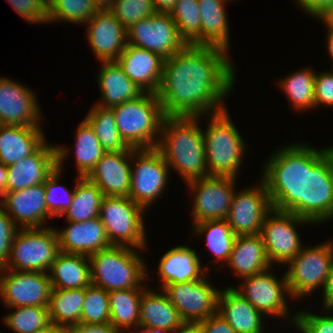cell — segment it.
Masks as SVG:
<instances>
[{
  "label": "cell",
  "instance_id": "cell-64",
  "mask_svg": "<svg viewBox=\"0 0 333 333\" xmlns=\"http://www.w3.org/2000/svg\"><path fill=\"white\" fill-rule=\"evenodd\" d=\"M325 152H326L327 156L331 159V162L333 165V147L325 148Z\"/></svg>",
  "mask_w": 333,
  "mask_h": 333
},
{
  "label": "cell",
  "instance_id": "cell-30",
  "mask_svg": "<svg viewBox=\"0 0 333 333\" xmlns=\"http://www.w3.org/2000/svg\"><path fill=\"white\" fill-rule=\"evenodd\" d=\"M162 294L145 288L140 299L139 327L142 329L163 328L172 331L184 323L179 311Z\"/></svg>",
  "mask_w": 333,
  "mask_h": 333
},
{
  "label": "cell",
  "instance_id": "cell-44",
  "mask_svg": "<svg viewBox=\"0 0 333 333\" xmlns=\"http://www.w3.org/2000/svg\"><path fill=\"white\" fill-rule=\"evenodd\" d=\"M108 322H110L108 291L90 284L85 287L80 323L101 324Z\"/></svg>",
  "mask_w": 333,
  "mask_h": 333
},
{
  "label": "cell",
  "instance_id": "cell-16",
  "mask_svg": "<svg viewBox=\"0 0 333 333\" xmlns=\"http://www.w3.org/2000/svg\"><path fill=\"white\" fill-rule=\"evenodd\" d=\"M272 209L269 193L261 179L259 186L234 192L226 221L236 236L258 234Z\"/></svg>",
  "mask_w": 333,
  "mask_h": 333
},
{
  "label": "cell",
  "instance_id": "cell-23",
  "mask_svg": "<svg viewBox=\"0 0 333 333\" xmlns=\"http://www.w3.org/2000/svg\"><path fill=\"white\" fill-rule=\"evenodd\" d=\"M164 60L159 54L127 44L116 62L144 92L157 94L162 81Z\"/></svg>",
  "mask_w": 333,
  "mask_h": 333
},
{
  "label": "cell",
  "instance_id": "cell-52",
  "mask_svg": "<svg viewBox=\"0 0 333 333\" xmlns=\"http://www.w3.org/2000/svg\"><path fill=\"white\" fill-rule=\"evenodd\" d=\"M72 333H120L110 322L101 324L79 323L72 325Z\"/></svg>",
  "mask_w": 333,
  "mask_h": 333
},
{
  "label": "cell",
  "instance_id": "cell-42",
  "mask_svg": "<svg viewBox=\"0 0 333 333\" xmlns=\"http://www.w3.org/2000/svg\"><path fill=\"white\" fill-rule=\"evenodd\" d=\"M13 312L3 318L14 333H33L50 323L48 306L11 307Z\"/></svg>",
  "mask_w": 333,
  "mask_h": 333
},
{
  "label": "cell",
  "instance_id": "cell-13",
  "mask_svg": "<svg viewBox=\"0 0 333 333\" xmlns=\"http://www.w3.org/2000/svg\"><path fill=\"white\" fill-rule=\"evenodd\" d=\"M51 291L50 276L47 272L0 268V296L8 308L49 306Z\"/></svg>",
  "mask_w": 333,
  "mask_h": 333
},
{
  "label": "cell",
  "instance_id": "cell-12",
  "mask_svg": "<svg viewBox=\"0 0 333 333\" xmlns=\"http://www.w3.org/2000/svg\"><path fill=\"white\" fill-rule=\"evenodd\" d=\"M310 221L294 213L272 209L265 217L260 235L271 264H288L302 249L296 225Z\"/></svg>",
  "mask_w": 333,
  "mask_h": 333
},
{
  "label": "cell",
  "instance_id": "cell-49",
  "mask_svg": "<svg viewBox=\"0 0 333 333\" xmlns=\"http://www.w3.org/2000/svg\"><path fill=\"white\" fill-rule=\"evenodd\" d=\"M314 99L316 107L333 106V71L316 73Z\"/></svg>",
  "mask_w": 333,
  "mask_h": 333
},
{
  "label": "cell",
  "instance_id": "cell-24",
  "mask_svg": "<svg viewBox=\"0 0 333 333\" xmlns=\"http://www.w3.org/2000/svg\"><path fill=\"white\" fill-rule=\"evenodd\" d=\"M62 231L55 230L60 252L90 256L111 246L99 217L84 222H69Z\"/></svg>",
  "mask_w": 333,
  "mask_h": 333
},
{
  "label": "cell",
  "instance_id": "cell-65",
  "mask_svg": "<svg viewBox=\"0 0 333 333\" xmlns=\"http://www.w3.org/2000/svg\"><path fill=\"white\" fill-rule=\"evenodd\" d=\"M4 124H3V122H2V120H1V118H0V128L3 126Z\"/></svg>",
  "mask_w": 333,
  "mask_h": 333
},
{
  "label": "cell",
  "instance_id": "cell-50",
  "mask_svg": "<svg viewBox=\"0 0 333 333\" xmlns=\"http://www.w3.org/2000/svg\"><path fill=\"white\" fill-rule=\"evenodd\" d=\"M201 333H236L229 323L218 313L200 321Z\"/></svg>",
  "mask_w": 333,
  "mask_h": 333
},
{
  "label": "cell",
  "instance_id": "cell-26",
  "mask_svg": "<svg viewBox=\"0 0 333 333\" xmlns=\"http://www.w3.org/2000/svg\"><path fill=\"white\" fill-rule=\"evenodd\" d=\"M206 269V266L201 265L195 249L181 245L164 253L160 259L158 274L160 275L163 288L170 283L200 280L206 276L204 272Z\"/></svg>",
  "mask_w": 333,
  "mask_h": 333
},
{
  "label": "cell",
  "instance_id": "cell-43",
  "mask_svg": "<svg viewBox=\"0 0 333 333\" xmlns=\"http://www.w3.org/2000/svg\"><path fill=\"white\" fill-rule=\"evenodd\" d=\"M97 11L92 0H54L47 11V22L85 24Z\"/></svg>",
  "mask_w": 333,
  "mask_h": 333
},
{
  "label": "cell",
  "instance_id": "cell-6",
  "mask_svg": "<svg viewBox=\"0 0 333 333\" xmlns=\"http://www.w3.org/2000/svg\"><path fill=\"white\" fill-rule=\"evenodd\" d=\"M226 108L210 115V123L203 131L205 159L209 176L237 178L245 142L231 121Z\"/></svg>",
  "mask_w": 333,
  "mask_h": 333
},
{
  "label": "cell",
  "instance_id": "cell-27",
  "mask_svg": "<svg viewBox=\"0 0 333 333\" xmlns=\"http://www.w3.org/2000/svg\"><path fill=\"white\" fill-rule=\"evenodd\" d=\"M226 264L242 279L264 272L272 266L260 233L237 235Z\"/></svg>",
  "mask_w": 333,
  "mask_h": 333
},
{
  "label": "cell",
  "instance_id": "cell-18",
  "mask_svg": "<svg viewBox=\"0 0 333 333\" xmlns=\"http://www.w3.org/2000/svg\"><path fill=\"white\" fill-rule=\"evenodd\" d=\"M87 39L101 62L116 61L127 45V29L110 10H98L87 22Z\"/></svg>",
  "mask_w": 333,
  "mask_h": 333
},
{
  "label": "cell",
  "instance_id": "cell-37",
  "mask_svg": "<svg viewBox=\"0 0 333 333\" xmlns=\"http://www.w3.org/2000/svg\"><path fill=\"white\" fill-rule=\"evenodd\" d=\"M84 119L94 129L95 135L106 152L124 151L129 148L119 134L112 108L95 104Z\"/></svg>",
  "mask_w": 333,
  "mask_h": 333
},
{
  "label": "cell",
  "instance_id": "cell-34",
  "mask_svg": "<svg viewBox=\"0 0 333 333\" xmlns=\"http://www.w3.org/2000/svg\"><path fill=\"white\" fill-rule=\"evenodd\" d=\"M71 205L63 214L68 222H84L100 215L102 191L87 177H77Z\"/></svg>",
  "mask_w": 333,
  "mask_h": 333
},
{
  "label": "cell",
  "instance_id": "cell-14",
  "mask_svg": "<svg viewBox=\"0 0 333 333\" xmlns=\"http://www.w3.org/2000/svg\"><path fill=\"white\" fill-rule=\"evenodd\" d=\"M207 277L197 281L170 283L162 288L184 322L199 323L217 313L220 290L212 287Z\"/></svg>",
  "mask_w": 333,
  "mask_h": 333
},
{
  "label": "cell",
  "instance_id": "cell-3",
  "mask_svg": "<svg viewBox=\"0 0 333 333\" xmlns=\"http://www.w3.org/2000/svg\"><path fill=\"white\" fill-rule=\"evenodd\" d=\"M199 117L166 116L162 122L157 149L169 167L187 183L208 177L204 137Z\"/></svg>",
  "mask_w": 333,
  "mask_h": 333
},
{
  "label": "cell",
  "instance_id": "cell-4",
  "mask_svg": "<svg viewBox=\"0 0 333 333\" xmlns=\"http://www.w3.org/2000/svg\"><path fill=\"white\" fill-rule=\"evenodd\" d=\"M115 123L125 144L134 149L157 147L166 117L157 94L145 92L136 99L112 107Z\"/></svg>",
  "mask_w": 333,
  "mask_h": 333
},
{
  "label": "cell",
  "instance_id": "cell-66",
  "mask_svg": "<svg viewBox=\"0 0 333 333\" xmlns=\"http://www.w3.org/2000/svg\"><path fill=\"white\" fill-rule=\"evenodd\" d=\"M135 331H137V332H133V333H139V328H138V330H135ZM120 333H122V331H120ZM130 333H132V332H130Z\"/></svg>",
  "mask_w": 333,
  "mask_h": 333
},
{
  "label": "cell",
  "instance_id": "cell-5",
  "mask_svg": "<svg viewBox=\"0 0 333 333\" xmlns=\"http://www.w3.org/2000/svg\"><path fill=\"white\" fill-rule=\"evenodd\" d=\"M91 284L106 291L139 288L149 275L135 248L111 245L89 256Z\"/></svg>",
  "mask_w": 333,
  "mask_h": 333
},
{
  "label": "cell",
  "instance_id": "cell-58",
  "mask_svg": "<svg viewBox=\"0 0 333 333\" xmlns=\"http://www.w3.org/2000/svg\"><path fill=\"white\" fill-rule=\"evenodd\" d=\"M50 333H72V325H55L54 323L50 322Z\"/></svg>",
  "mask_w": 333,
  "mask_h": 333
},
{
  "label": "cell",
  "instance_id": "cell-41",
  "mask_svg": "<svg viewBox=\"0 0 333 333\" xmlns=\"http://www.w3.org/2000/svg\"><path fill=\"white\" fill-rule=\"evenodd\" d=\"M68 149L63 148L60 146L57 147V155H58V167L55 169V171L45 180L44 182V188H45V200L47 204L48 211L52 214L53 217L56 216H62L66 210L69 208V206L72 203L75 187L73 190H70L66 188L63 185H60L59 178L60 173H62V163L64 162L65 158L67 157ZM59 183V185H58ZM63 190V191H62ZM62 191L65 193L63 196L65 199L61 200V198H57L58 192ZM60 196V195H59ZM58 199V200H57ZM65 200V201H64Z\"/></svg>",
  "mask_w": 333,
  "mask_h": 333
},
{
  "label": "cell",
  "instance_id": "cell-8",
  "mask_svg": "<svg viewBox=\"0 0 333 333\" xmlns=\"http://www.w3.org/2000/svg\"><path fill=\"white\" fill-rule=\"evenodd\" d=\"M145 209L129 197L104 196L100 215L111 245L145 249ZM146 244V245H145Z\"/></svg>",
  "mask_w": 333,
  "mask_h": 333
},
{
  "label": "cell",
  "instance_id": "cell-20",
  "mask_svg": "<svg viewBox=\"0 0 333 333\" xmlns=\"http://www.w3.org/2000/svg\"><path fill=\"white\" fill-rule=\"evenodd\" d=\"M0 206L20 228H42L47 218H52L45 200L44 183L6 192L0 200ZM20 223V224H18Z\"/></svg>",
  "mask_w": 333,
  "mask_h": 333
},
{
  "label": "cell",
  "instance_id": "cell-17",
  "mask_svg": "<svg viewBox=\"0 0 333 333\" xmlns=\"http://www.w3.org/2000/svg\"><path fill=\"white\" fill-rule=\"evenodd\" d=\"M267 269L256 275L243 278L244 283L240 289L235 288L262 314L282 317L287 315L288 304L286 295L290 296L286 273L279 281L275 275ZM288 293V294H287Z\"/></svg>",
  "mask_w": 333,
  "mask_h": 333
},
{
  "label": "cell",
  "instance_id": "cell-33",
  "mask_svg": "<svg viewBox=\"0 0 333 333\" xmlns=\"http://www.w3.org/2000/svg\"><path fill=\"white\" fill-rule=\"evenodd\" d=\"M108 291L110 323L119 331L139 328L140 299L146 286ZM135 326V327H133Z\"/></svg>",
  "mask_w": 333,
  "mask_h": 333
},
{
  "label": "cell",
  "instance_id": "cell-15",
  "mask_svg": "<svg viewBox=\"0 0 333 333\" xmlns=\"http://www.w3.org/2000/svg\"><path fill=\"white\" fill-rule=\"evenodd\" d=\"M236 178L230 176H208L187 182L195 192L193 202V224L226 219L235 192Z\"/></svg>",
  "mask_w": 333,
  "mask_h": 333
},
{
  "label": "cell",
  "instance_id": "cell-40",
  "mask_svg": "<svg viewBox=\"0 0 333 333\" xmlns=\"http://www.w3.org/2000/svg\"><path fill=\"white\" fill-rule=\"evenodd\" d=\"M180 37L190 45H201V20L198 0H177L170 12Z\"/></svg>",
  "mask_w": 333,
  "mask_h": 333
},
{
  "label": "cell",
  "instance_id": "cell-55",
  "mask_svg": "<svg viewBox=\"0 0 333 333\" xmlns=\"http://www.w3.org/2000/svg\"><path fill=\"white\" fill-rule=\"evenodd\" d=\"M170 333H201L198 323L184 322Z\"/></svg>",
  "mask_w": 333,
  "mask_h": 333
},
{
  "label": "cell",
  "instance_id": "cell-53",
  "mask_svg": "<svg viewBox=\"0 0 333 333\" xmlns=\"http://www.w3.org/2000/svg\"><path fill=\"white\" fill-rule=\"evenodd\" d=\"M323 292V309L326 308V311L328 312L330 309L333 310V266L330 274L328 275V278L326 279Z\"/></svg>",
  "mask_w": 333,
  "mask_h": 333
},
{
  "label": "cell",
  "instance_id": "cell-28",
  "mask_svg": "<svg viewBox=\"0 0 333 333\" xmlns=\"http://www.w3.org/2000/svg\"><path fill=\"white\" fill-rule=\"evenodd\" d=\"M97 77L101 100L96 105L112 108L125 101L136 99L145 92L131 81L116 61L102 62Z\"/></svg>",
  "mask_w": 333,
  "mask_h": 333
},
{
  "label": "cell",
  "instance_id": "cell-48",
  "mask_svg": "<svg viewBox=\"0 0 333 333\" xmlns=\"http://www.w3.org/2000/svg\"><path fill=\"white\" fill-rule=\"evenodd\" d=\"M28 23L47 22V10L38 0H7Z\"/></svg>",
  "mask_w": 333,
  "mask_h": 333
},
{
  "label": "cell",
  "instance_id": "cell-39",
  "mask_svg": "<svg viewBox=\"0 0 333 333\" xmlns=\"http://www.w3.org/2000/svg\"><path fill=\"white\" fill-rule=\"evenodd\" d=\"M315 76V71L305 68L280 80L281 89L295 109L305 110L315 107Z\"/></svg>",
  "mask_w": 333,
  "mask_h": 333
},
{
  "label": "cell",
  "instance_id": "cell-38",
  "mask_svg": "<svg viewBox=\"0 0 333 333\" xmlns=\"http://www.w3.org/2000/svg\"><path fill=\"white\" fill-rule=\"evenodd\" d=\"M197 235L206 234V243L215 259L228 262L236 235L232 232L226 219L206 220L194 224Z\"/></svg>",
  "mask_w": 333,
  "mask_h": 333
},
{
  "label": "cell",
  "instance_id": "cell-47",
  "mask_svg": "<svg viewBox=\"0 0 333 333\" xmlns=\"http://www.w3.org/2000/svg\"><path fill=\"white\" fill-rule=\"evenodd\" d=\"M18 227L0 206V268L8 261L11 245Z\"/></svg>",
  "mask_w": 333,
  "mask_h": 333
},
{
  "label": "cell",
  "instance_id": "cell-57",
  "mask_svg": "<svg viewBox=\"0 0 333 333\" xmlns=\"http://www.w3.org/2000/svg\"><path fill=\"white\" fill-rule=\"evenodd\" d=\"M97 10H110L115 0H92Z\"/></svg>",
  "mask_w": 333,
  "mask_h": 333
},
{
  "label": "cell",
  "instance_id": "cell-1",
  "mask_svg": "<svg viewBox=\"0 0 333 333\" xmlns=\"http://www.w3.org/2000/svg\"><path fill=\"white\" fill-rule=\"evenodd\" d=\"M228 53L216 46L187 44L165 59L157 93L164 115L199 117L223 111L224 97L235 84Z\"/></svg>",
  "mask_w": 333,
  "mask_h": 333
},
{
  "label": "cell",
  "instance_id": "cell-9",
  "mask_svg": "<svg viewBox=\"0 0 333 333\" xmlns=\"http://www.w3.org/2000/svg\"><path fill=\"white\" fill-rule=\"evenodd\" d=\"M288 265L286 276L290 297L298 299L320 286L324 288L333 266V243L303 246Z\"/></svg>",
  "mask_w": 333,
  "mask_h": 333
},
{
  "label": "cell",
  "instance_id": "cell-29",
  "mask_svg": "<svg viewBox=\"0 0 333 333\" xmlns=\"http://www.w3.org/2000/svg\"><path fill=\"white\" fill-rule=\"evenodd\" d=\"M40 127L3 125L0 128V161L10 166L32 155L44 142Z\"/></svg>",
  "mask_w": 333,
  "mask_h": 333
},
{
  "label": "cell",
  "instance_id": "cell-62",
  "mask_svg": "<svg viewBox=\"0 0 333 333\" xmlns=\"http://www.w3.org/2000/svg\"><path fill=\"white\" fill-rule=\"evenodd\" d=\"M38 1L47 11L54 2V0H38Z\"/></svg>",
  "mask_w": 333,
  "mask_h": 333
},
{
  "label": "cell",
  "instance_id": "cell-35",
  "mask_svg": "<svg viewBox=\"0 0 333 333\" xmlns=\"http://www.w3.org/2000/svg\"><path fill=\"white\" fill-rule=\"evenodd\" d=\"M85 288L52 289L49 299V319L55 325L71 326L80 323Z\"/></svg>",
  "mask_w": 333,
  "mask_h": 333
},
{
  "label": "cell",
  "instance_id": "cell-19",
  "mask_svg": "<svg viewBox=\"0 0 333 333\" xmlns=\"http://www.w3.org/2000/svg\"><path fill=\"white\" fill-rule=\"evenodd\" d=\"M0 118L4 125L40 127L36 95L28 87L0 77Z\"/></svg>",
  "mask_w": 333,
  "mask_h": 333
},
{
  "label": "cell",
  "instance_id": "cell-32",
  "mask_svg": "<svg viewBox=\"0 0 333 333\" xmlns=\"http://www.w3.org/2000/svg\"><path fill=\"white\" fill-rule=\"evenodd\" d=\"M227 0H198L201 45L229 50V27L225 11Z\"/></svg>",
  "mask_w": 333,
  "mask_h": 333
},
{
  "label": "cell",
  "instance_id": "cell-25",
  "mask_svg": "<svg viewBox=\"0 0 333 333\" xmlns=\"http://www.w3.org/2000/svg\"><path fill=\"white\" fill-rule=\"evenodd\" d=\"M217 313L229 323L236 333H263V314L234 287H227L220 291Z\"/></svg>",
  "mask_w": 333,
  "mask_h": 333
},
{
  "label": "cell",
  "instance_id": "cell-56",
  "mask_svg": "<svg viewBox=\"0 0 333 333\" xmlns=\"http://www.w3.org/2000/svg\"><path fill=\"white\" fill-rule=\"evenodd\" d=\"M7 166L0 161V198L7 192Z\"/></svg>",
  "mask_w": 333,
  "mask_h": 333
},
{
  "label": "cell",
  "instance_id": "cell-2",
  "mask_svg": "<svg viewBox=\"0 0 333 333\" xmlns=\"http://www.w3.org/2000/svg\"><path fill=\"white\" fill-rule=\"evenodd\" d=\"M264 165L261 179L272 208L311 223L333 217V165L325 149L305 144L280 148Z\"/></svg>",
  "mask_w": 333,
  "mask_h": 333
},
{
  "label": "cell",
  "instance_id": "cell-54",
  "mask_svg": "<svg viewBox=\"0 0 333 333\" xmlns=\"http://www.w3.org/2000/svg\"><path fill=\"white\" fill-rule=\"evenodd\" d=\"M177 0H153L156 12H168L174 8Z\"/></svg>",
  "mask_w": 333,
  "mask_h": 333
},
{
  "label": "cell",
  "instance_id": "cell-31",
  "mask_svg": "<svg viewBox=\"0 0 333 333\" xmlns=\"http://www.w3.org/2000/svg\"><path fill=\"white\" fill-rule=\"evenodd\" d=\"M52 289H81L91 284L89 256L60 252L49 270Z\"/></svg>",
  "mask_w": 333,
  "mask_h": 333
},
{
  "label": "cell",
  "instance_id": "cell-46",
  "mask_svg": "<svg viewBox=\"0 0 333 333\" xmlns=\"http://www.w3.org/2000/svg\"><path fill=\"white\" fill-rule=\"evenodd\" d=\"M292 319V324L302 333H333L332 315H315L307 312H297Z\"/></svg>",
  "mask_w": 333,
  "mask_h": 333
},
{
  "label": "cell",
  "instance_id": "cell-10",
  "mask_svg": "<svg viewBox=\"0 0 333 333\" xmlns=\"http://www.w3.org/2000/svg\"><path fill=\"white\" fill-rule=\"evenodd\" d=\"M129 198L145 210L163 193L168 180L169 166L160 151L154 148H132Z\"/></svg>",
  "mask_w": 333,
  "mask_h": 333
},
{
  "label": "cell",
  "instance_id": "cell-11",
  "mask_svg": "<svg viewBox=\"0 0 333 333\" xmlns=\"http://www.w3.org/2000/svg\"><path fill=\"white\" fill-rule=\"evenodd\" d=\"M127 44L145 48L168 59L187 43L180 37L176 23L168 12H155L127 29Z\"/></svg>",
  "mask_w": 333,
  "mask_h": 333
},
{
  "label": "cell",
  "instance_id": "cell-21",
  "mask_svg": "<svg viewBox=\"0 0 333 333\" xmlns=\"http://www.w3.org/2000/svg\"><path fill=\"white\" fill-rule=\"evenodd\" d=\"M46 141L32 154L7 166V192L44 183L58 167L57 146Z\"/></svg>",
  "mask_w": 333,
  "mask_h": 333
},
{
  "label": "cell",
  "instance_id": "cell-63",
  "mask_svg": "<svg viewBox=\"0 0 333 333\" xmlns=\"http://www.w3.org/2000/svg\"><path fill=\"white\" fill-rule=\"evenodd\" d=\"M33 333H50V323L39 330L34 331Z\"/></svg>",
  "mask_w": 333,
  "mask_h": 333
},
{
  "label": "cell",
  "instance_id": "cell-59",
  "mask_svg": "<svg viewBox=\"0 0 333 333\" xmlns=\"http://www.w3.org/2000/svg\"><path fill=\"white\" fill-rule=\"evenodd\" d=\"M320 20L327 25V28L333 30V6L324 16L321 17Z\"/></svg>",
  "mask_w": 333,
  "mask_h": 333
},
{
  "label": "cell",
  "instance_id": "cell-51",
  "mask_svg": "<svg viewBox=\"0 0 333 333\" xmlns=\"http://www.w3.org/2000/svg\"><path fill=\"white\" fill-rule=\"evenodd\" d=\"M304 12L321 19L333 6V0H295Z\"/></svg>",
  "mask_w": 333,
  "mask_h": 333
},
{
  "label": "cell",
  "instance_id": "cell-60",
  "mask_svg": "<svg viewBox=\"0 0 333 333\" xmlns=\"http://www.w3.org/2000/svg\"><path fill=\"white\" fill-rule=\"evenodd\" d=\"M328 30V34H327V50H328V54L330 55L332 61H333V30H330L329 28L327 29Z\"/></svg>",
  "mask_w": 333,
  "mask_h": 333
},
{
  "label": "cell",
  "instance_id": "cell-22",
  "mask_svg": "<svg viewBox=\"0 0 333 333\" xmlns=\"http://www.w3.org/2000/svg\"><path fill=\"white\" fill-rule=\"evenodd\" d=\"M132 148L124 151L105 152L87 178L104 196L129 197L131 182Z\"/></svg>",
  "mask_w": 333,
  "mask_h": 333
},
{
  "label": "cell",
  "instance_id": "cell-45",
  "mask_svg": "<svg viewBox=\"0 0 333 333\" xmlns=\"http://www.w3.org/2000/svg\"><path fill=\"white\" fill-rule=\"evenodd\" d=\"M110 11L126 29L156 12L153 0H115Z\"/></svg>",
  "mask_w": 333,
  "mask_h": 333
},
{
  "label": "cell",
  "instance_id": "cell-7",
  "mask_svg": "<svg viewBox=\"0 0 333 333\" xmlns=\"http://www.w3.org/2000/svg\"><path fill=\"white\" fill-rule=\"evenodd\" d=\"M59 253L54 228H19L14 236L7 264L3 268L47 272Z\"/></svg>",
  "mask_w": 333,
  "mask_h": 333
},
{
  "label": "cell",
  "instance_id": "cell-36",
  "mask_svg": "<svg viewBox=\"0 0 333 333\" xmlns=\"http://www.w3.org/2000/svg\"><path fill=\"white\" fill-rule=\"evenodd\" d=\"M75 140L77 175L87 177L106 151L102 148L94 129L85 119L77 127Z\"/></svg>",
  "mask_w": 333,
  "mask_h": 333
},
{
  "label": "cell",
  "instance_id": "cell-61",
  "mask_svg": "<svg viewBox=\"0 0 333 333\" xmlns=\"http://www.w3.org/2000/svg\"><path fill=\"white\" fill-rule=\"evenodd\" d=\"M141 333H170L171 331L163 329V328H152V329H140Z\"/></svg>",
  "mask_w": 333,
  "mask_h": 333
}]
</instances>
